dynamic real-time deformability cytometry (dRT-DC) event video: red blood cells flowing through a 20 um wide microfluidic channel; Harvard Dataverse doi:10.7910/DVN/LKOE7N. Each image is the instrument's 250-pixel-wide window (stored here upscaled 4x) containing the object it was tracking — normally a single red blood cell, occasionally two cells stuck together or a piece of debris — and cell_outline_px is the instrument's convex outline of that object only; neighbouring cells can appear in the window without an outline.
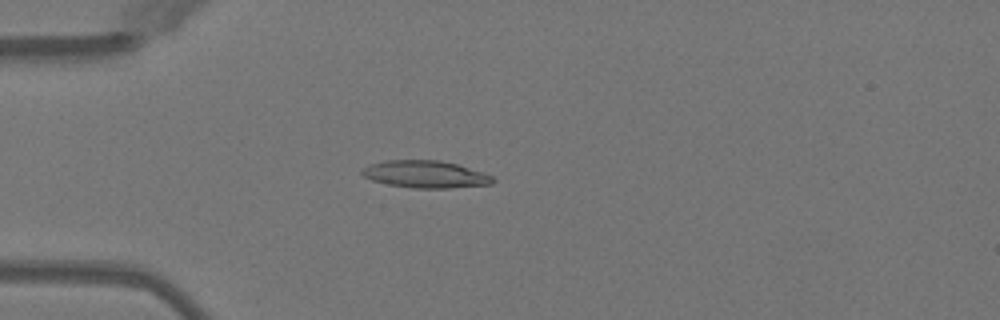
{"species": "Egyptian fruit bat (a non-hibernating species)", "species_latin": "Rousettus aegyptiacus", "temperature_condition": "warm", "stored_images_in_passage": 35, "camera_frame_rate_fps": 3000, "um_per_image_px": 0.085, "animal": {"sex": "female"}, "frame": {"image": 1, "passage_image": 4, "time_ms": 1.0, "image_size_px": [1000, 320], "cell_outline_px": [[496, 180], [492, 184], [448, 188], [412, 188], [388, 184], [372, 180], [364, 176], [360, 172], [360, 168], [368, 164], [388, 160], [440, 160], [456, 164], [484, 172], [492, 176]], "centroid_in_image_um": [36.14, 14.81], "position_along_channel_um": 48.9, "area_um2": 20.87}}
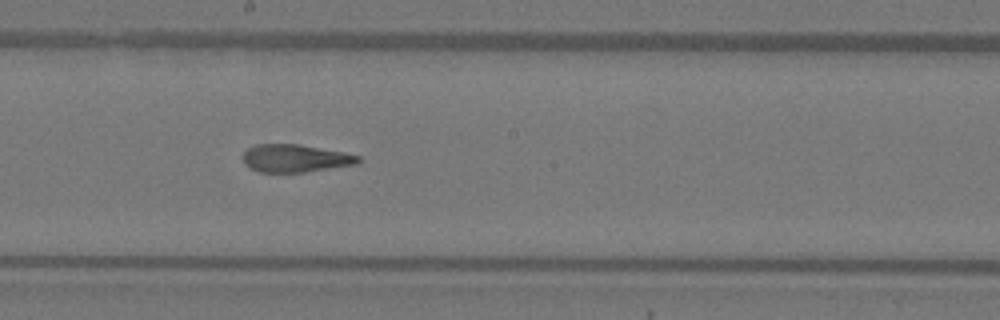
{"frame": {"image": 2, "passage_image": 18, "time_ms": 5.667, "image_size_px": [1000, 320], "cell_outline_px": [[360, 160], [356, 164], [304, 172], [260, 172], [244, 164], [244, 152], [248, 148], [256, 144], [296, 144], [344, 152], [360, 156]], "centroid_in_image_um": [25.09, 13.45], "position_along_channel_um": 223.1, "area_um2": 18.38}}
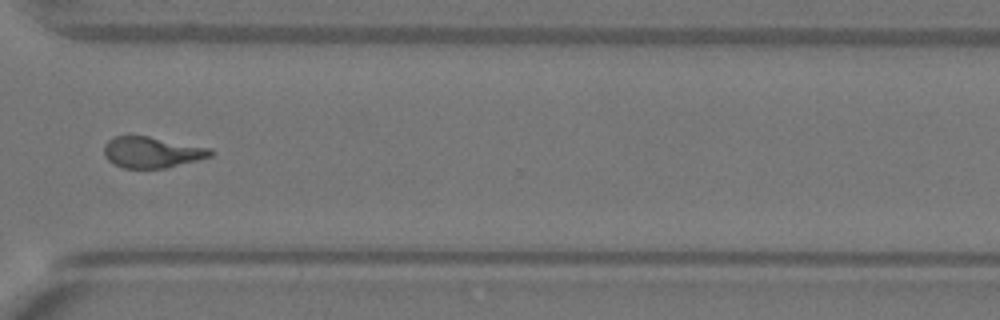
{"frame": {"image": 3, "passage_image": 28, "time_ms": 9.0, "image_size_px": [1000, 320], "cell_outline_px": [[212, 156], [164, 168], [124, 168], [112, 164], [104, 156], [104, 144], [108, 140], [116, 136], [148, 136], [212, 148]], "centroid_in_image_um": [12.88, 12.94], "position_along_channel_um": 357.7, "area_um2": 19.19}, "authors_computed_cell_mechanics": {"area_um2": 19.8254, "velocity_mm_per_s": 4.0572, "shape_relaxation_time_tau1_ms": 9.0087, "shape_relaxation_time_tau2_ms": 2.3829, "deformation_change_tau1": 0.2634, "deformation_change_tau2": 0.1137}}